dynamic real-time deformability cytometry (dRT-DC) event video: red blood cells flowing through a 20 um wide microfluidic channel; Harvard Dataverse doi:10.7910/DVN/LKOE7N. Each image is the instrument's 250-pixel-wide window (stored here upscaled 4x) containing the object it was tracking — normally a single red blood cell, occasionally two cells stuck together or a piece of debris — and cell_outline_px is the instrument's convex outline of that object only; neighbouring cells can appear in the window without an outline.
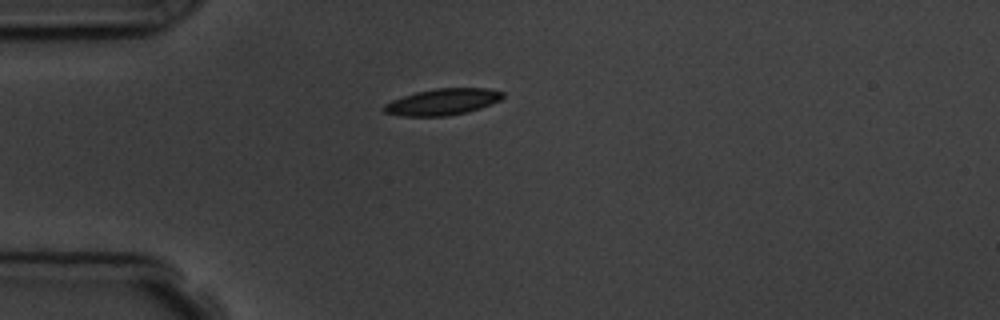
{"species": "common noctule bat (a hibernating species)", "species_latin": "Nyctalus noctula", "temperature_condition": "room temperature", "stored_images_in_passage": 1, "camera_frame_rate_fps": 3000, "um_per_image_px": 0.085, "animal": {"sex": "male", "body_mass_g": 19.5, "forearm_length_mm": 54.6}, "frame": {"image": 1, "passage_image": 1, "time_ms": 0.0, "image_size_px": [1000, 320], "cell_outline_px": [[504, 96], [500, 100], [480, 108], [468, 112], [444, 116], [400, 116], [384, 112], [380, 108], [384, 104], [392, 100], [416, 92], [436, 88], [488, 88], [504, 92]], "centroid_in_image_um": [37.6, 8.66], "position_along_channel_um": 47.4, "area_um2": 18.32}}